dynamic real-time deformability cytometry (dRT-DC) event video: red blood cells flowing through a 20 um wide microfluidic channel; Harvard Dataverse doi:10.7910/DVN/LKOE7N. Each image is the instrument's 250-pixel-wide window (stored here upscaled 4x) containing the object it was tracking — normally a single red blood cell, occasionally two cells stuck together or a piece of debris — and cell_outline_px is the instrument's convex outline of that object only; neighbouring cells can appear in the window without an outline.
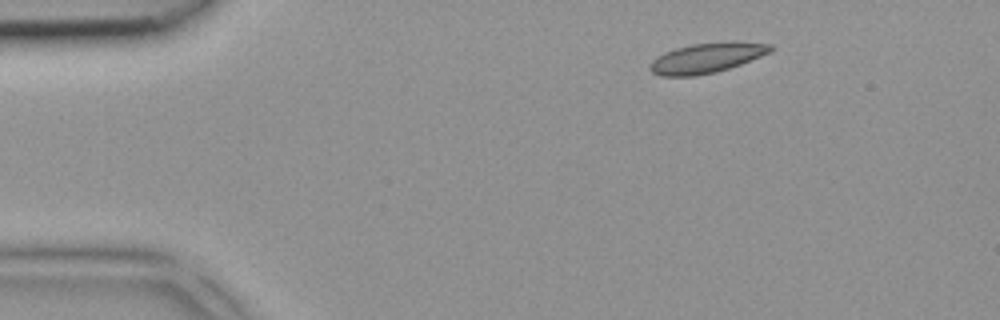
{"species": "common noctule bat (a hibernating species)", "species_latin": "Nyctalus noctula", "temperature_condition": "room temperature", "stored_images_in_passage": 3, "camera_frame_rate_fps": 3000, "um_per_image_px": 0.085, "animal": {"sex": "female", "body_mass_g": 18.4}, "frame": {"image": 1, "passage_image": 1, "time_ms": 0.0, "image_size_px": [1000, 320], "cell_outline_px": [[776, 48], [772, 52], [740, 64], [716, 72], [692, 76], [660, 76], [652, 72], [648, 68], [648, 64], [652, 60], [664, 52], [676, 48], [692, 44], [732, 40], [772, 44]], "centroid_in_image_um": [60.1, 4.9], "position_along_channel_um": 24.9, "area_um2": 21.44}}
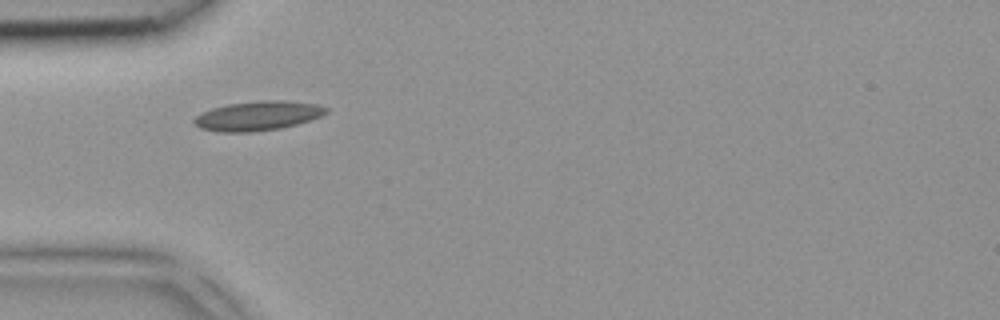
{"frame": {"image": 2, "passage_image": 3, "time_ms": 0.667, "image_size_px": [1000, 320], "cell_outline_px": [[328, 112], [312, 120], [280, 128], [252, 132], [220, 132], [200, 128], [192, 124], [192, 120], [200, 112], [212, 108], [228, 104], [260, 100], [284, 100], [316, 104], [328, 108]], "centroid_in_image_um": [21.88, 9.84], "position_along_channel_um": 63.1, "area_um2": 22.77}}